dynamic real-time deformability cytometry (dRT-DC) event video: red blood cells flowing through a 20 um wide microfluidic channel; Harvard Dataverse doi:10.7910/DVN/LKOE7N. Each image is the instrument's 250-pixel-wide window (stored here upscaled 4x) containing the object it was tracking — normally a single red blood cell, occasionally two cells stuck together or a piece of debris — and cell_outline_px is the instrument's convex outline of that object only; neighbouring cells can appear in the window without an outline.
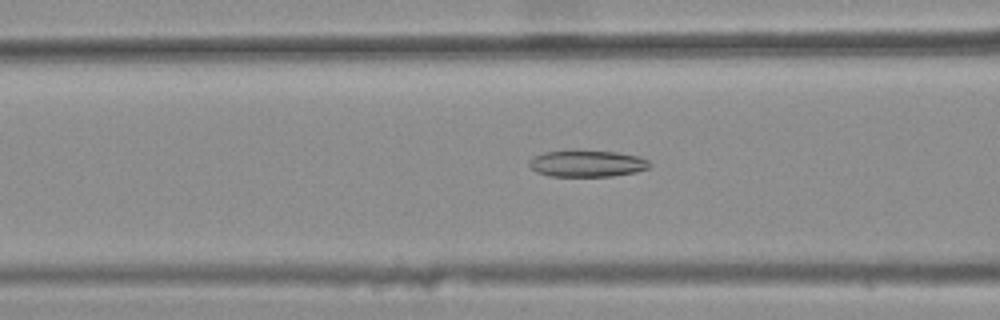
{"species": "common noctule bat (a hibernating species)", "species_latin": "Nyctalus noctula", "temperature_condition": "warm", "stored_images_in_passage": 45, "camera_frame_rate_fps": 3000, "um_per_image_px": 0.085, "animal": {"sex": "female", "body_mass_g": 25.1}, "frame": {"image": 1, "passage_image": 20, "time_ms": 6.333, "image_size_px": [1000, 320], "cell_outline_px": [[652, 164], [648, 168], [636, 172], [612, 176], [548, 176], [536, 172], [528, 164], [528, 160], [532, 156], [544, 152], [576, 148], [616, 152], [640, 156], [648, 160]], "centroid_in_image_um": [49.87, 13.86], "position_along_channel_um": 116.7, "area_um2": 19.42}}
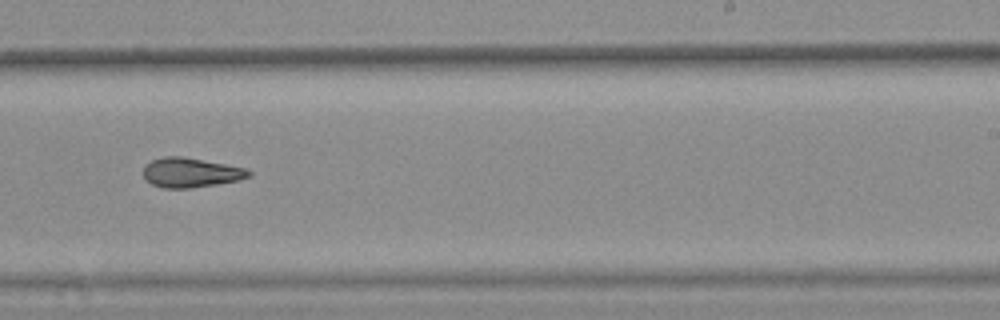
{"frame": {"image": 2, "passage_image": 32, "time_ms": 10.333, "image_size_px": [1000, 320], "cell_outline_px": [[252, 176], [240, 180], [216, 184], [188, 188], [164, 188], [152, 184], [144, 176], [144, 164], [152, 160], [164, 156], [184, 156], [248, 168], [252, 172]], "centroid_in_image_um": [16.26, 14.65], "position_along_channel_um": 272.7, "area_um2": 18.32}}
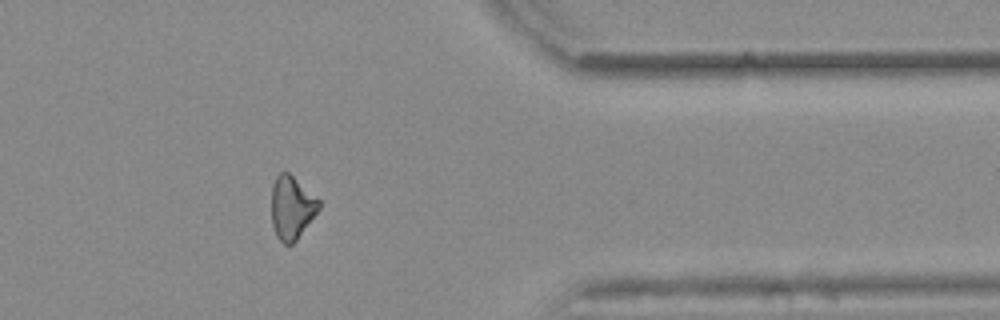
{"frame": {"image": 3, "passage_image": 42, "time_ms": 13.667, "image_size_px": [1000, 320], "cell_outline_px": [[320, 208], [296, 240], [292, 244], [284, 244], [276, 236], [272, 224], [272, 184], [276, 176], [280, 172], [288, 172], [320, 200]], "centroid_in_image_um": [24.78, 17.64], "position_along_channel_um": 386.6, "area_um2": 17.28}, "authors_computed_cell_mechanics": {"area_um2": 18.6694, "velocity_mm_per_s": 3.9101, "shape_relaxation_time_tau1_ms": null, "shape_relaxation_time_tau2_ms": 5.1106, "deformation_change_tau1": null, "deformation_change_tau2": 0.1537}}